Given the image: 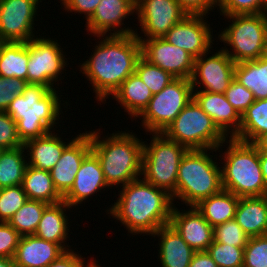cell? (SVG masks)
I'll list each match as a JSON object with an SVG mask.
<instances>
[{"instance_id":"obj_1","label":"cell","mask_w":267,"mask_h":267,"mask_svg":"<svg viewBox=\"0 0 267 267\" xmlns=\"http://www.w3.org/2000/svg\"><path fill=\"white\" fill-rule=\"evenodd\" d=\"M97 37L101 39L100 42L93 48L90 57L78 67L90 81L95 98L101 104L135 73L137 61L141 57V43L135 34Z\"/></svg>"},{"instance_id":"obj_2","label":"cell","mask_w":267,"mask_h":267,"mask_svg":"<svg viewBox=\"0 0 267 267\" xmlns=\"http://www.w3.org/2000/svg\"><path fill=\"white\" fill-rule=\"evenodd\" d=\"M120 190L116 202L106 208V213L119 220L129 234L151 236L161 226L170 223L174 203L165 190L141 177L122 186Z\"/></svg>"},{"instance_id":"obj_3","label":"cell","mask_w":267,"mask_h":267,"mask_svg":"<svg viewBox=\"0 0 267 267\" xmlns=\"http://www.w3.org/2000/svg\"><path fill=\"white\" fill-rule=\"evenodd\" d=\"M90 134L91 150L98 157L105 180L109 187L125 186L141 177L143 144L137 135L128 130L115 131L100 137L99 130ZM118 185V186H117Z\"/></svg>"},{"instance_id":"obj_4","label":"cell","mask_w":267,"mask_h":267,"mask_svg":"<svg viewBox=\"0 0 267 267\" xmlns=\"http://www.w3.org/2000/svg\"><path fill=\"white\" fill-rule=\"evenodd\" d=\"M56 89L28 84L23 94L15 96L9 104L5 112L16 121L18 136L23 144L58 127L56 124H59V116L63 113L61 106L66 104L65 108H68L70 104L67 100H60V93Z\"/></svg>"},{"instance_id":"obj_5","label":"cell","mask_w":267,"mask_h":267,"mask_svg":"<svg viewBox=\"0 0 267 267\" xmlns=\"http://www.w3.org/2000/svg\"><path fill=\"white\" fill-rule=\"evenodd\" d=\"M227 143V144H226ZM227 149L222 151L223 145ZM222 147V148H221ZM221 149V151H220ZM217 150L223 162L221 166L222 187L238 197L267 195L263 180L259 151L253 143H247L229 137Z\"/></svg>"},{"instance_id":"obj_6","label":"cell","mask_w":267,"mask_h":267,"mask_svg":"<svg viewBox=\"0 0 267 267\" xmlns=\"http://www.w3.org/2000/svg\"><path fill=\"white\" fill-rule=\"evenodd\" d=\"M213 151L216 153L217 149L187 150L180 161L176 199L187 207L195 206L223 189L220 162L212 159L214 155L210 153L214 154Z\"/></svg>"},{"instance_id":"obj_7","label":"cell","mask_w":267,"mask_h":267,"mask_svg":"<svg viewBox=\"0 0 267 267\" xmlns=\"http://www.w3.org/2000/svg\"><path fill=\"white\" fill-rule=\"evenodd\" d=\"M151 135L149 145L146 141L143 144L142 178L165 190L174 202L179 164L188 149L167 139L162 133Z\"/></svg>"},{"instance_id":"obj_8","label":"cell","mask_w":267,"mask_h":267,"mask_svg":"<svg viewBox=\"0 0 267 267\" xmlns=\"http://www.w3.org/2000/svg\"><path fill=\"white\" fill-rule=\"evenodd\" d=\"M230 19L226 28L218 33V39L225 44L223 50L235 62L256 60L264 55L267 39V16L244 14L224 16ZM226 46H231L226 48ZM232 51H230V50Z\"/></svg>"},{"instance_id":"obj_9","label":"cell","mask_w":267,"mask_h":267,"mask_svg":"<svg viewBox=\"0 0 267 267\" xmlns=\"http://www.w3.org/2000/svg\"><path fill=\"white\" fill-rule=\"evenodd\" d=\"M162 134L188 150L217 149L228 138L194 99L185 106Z\"/></svg>"},{"instance_id":"obj_10","label":"cell","mask_w":267,"mask_h":267,"mask_svg":"<svg viewBox=\"0 0 267 267\" xmlns=\"http://www.w3.org/2000/svg\"><path fill=\"white\" fill-rule=\"evenodd\" d=\"M193 99L190 79L175 78L162 91L153 95L137 117L147 134L162 133ZM143 117V118H142Z\"/></svg>"},{"instance_id":"obj_11","label":"cell","mask_w":267,"mask_h":267,"mask_svg":"<svg viewBox=\"0 0 267 267\" xmlns=\"http://www.w3.org/2000/svg\"><path fill=\"white\" fill-rule=\"evenodd\" d=\"M40 37L28 41L27 83L43 85L51 90L55 89V85H58L60 80L62 83L61 78L63 76L61 77V75L64 74L65 67L69 62L65 58L67 55H65L66 53L62 50L58 40Z\"/></svg>"},{"instance_id":"obj_12","label":"cell","mask_w":267,"mask_h":267,"mask_svg":"<svg viewBox=\"0 0 267 267\" xmlns=\"http://www.w3.org/2000/svg\"><path fill=\"white\" fill-rule=\"evenodd\" d=\"M218 50L214 54L212 52V56L207 57L209 53L211 54L209 51L195 59L193 73L190 78L193 91L224 94L235 78L236 63L223 48Z\"/></svg>"},{"instance_id":"obj_13","label":"cell","mask_w":267,"mask_h":267,"mask_svg":"<svg viewBox=\"0 0 267 267\" xmlns=\"http://www.w3.org/2000/svg\"><path fill=\"white\" fill-rule=\"evenodd\" d=\"M42 0H0V38L3 42H28L35 37L34 21Z\"/></svg>"},{"instance_id":"obj_14","label":"cell","mask_w":267,"mask_h":267,"mask_svg":"<svg viewBox=\"0 0 267 267\" xmlns=\"http://www.w3.org/2000/svg\"><path fill=\"white\" fill-rule=\"evenodd\" d=\"M136 14L143 38L136 31L138 39L162 38L175 24L188 15L177 0H142L136 5Z\"/></svg>"},{"instance_id":"obj_15","label":"cell","mask_w":267,"mask_h":267,"mask_svg":"<svg viewBox=\"0 0 267 267\" xmlns=\"http://www.w3.org/2000/svg\"><path fill=\"white\" fill-rule=\"evenodd\" d=\"M205 17V15H186L162 38L196 59L211 51L213 47V29L208 21L204 20Z\"/></svg>"},{"instance_id":"obj_16","label":"cell","mask_w":267,"mask_h":267,"mask_svg":"<svg viewBox=\"0 0 267 267\" xmlns=\"http://www.w3.org/2000/svg\"><path fill=\"white\" fill-rule=\"evenodd\" d=\"M138 40L141 43V56L151 64L167 71L174 78H191L195 64L192 55L163 38Z\"/></svg>"},{"instance_id":"obj_17","label":"cell","mask_w":267,"mask_h":267,"mask_svg":"<svg viewBox=\"0 0 267 267\" xmlns=\"http://www.w3.org/2000/svg\"><path fill=\"white\" fill-rule=\"evenodd\" d=\"M136 14V6L130 0H101L92 17L86 22L87 34L128 35L135 34L137 28H126L124 19ZM122 28H121V27ZM119 28V29H118ZM108 32V33H107Z\"/></svg>"},{"instance_id":"obj_18","label":"cell","mask_w":267,"mask_h":267,"mask_svg":"<svg viewBox=\"0 0 267 267\" xmlns=\"http://www.w3.org/2000/svg\"><path fill=\"white\" fill-rule=\"evenodd\" d=\"M91 151L90 134L85 131L64 149L60 159L50 170L58 193L64 197L74 184L76 174L84 157Z\"/></svg>"},{"instance_id":"obj_19","label":"cell","mask_w":267,"mask_h":267,"mask_svg":"<svg viewBox=\"0 0 267 267\" xmlns=\"http://www.w3.org/2000/svg\"><path fill=\"white\" fill-rule=\"evenodd\" d=\"M170 224L195 251H207L214 240L213 227L195 206L186 211L173 205Z\"/></svg>"},{"instance_id":"obj_20","label":"cell","mask_w":267,"mask_h":267,"mask_svg":"<svg viewBox=\"0 0 267 267\" xmlns=\"http://www.w3.org/2000/svg\"><path fill=\"white\" fill-rule=\"evenodd\" d=\"M104 188H110L105 180L100 161L91 150L83 159L76 174L74 184L63 197L71 208L79 207L89 198Z\"/></svg>"},{"instance_id":"obj_21","label":"cell","mask_w":267,"mask_h":267,"mask_svg":"<svg viewBox=\"0 0 267 267\" xmlns=\"http://www.w3.org/2000/svg\"><path fill=\"white\" fill-rule=\"evenodd\" d=\"M193 99L228 138H234L238 134L241 116L228 102L225 94L193 91Z\"/></svg>"},{"instance_id":"obj_22","label":"cell","mask_w":267,"mask_h":267,"mask_svg":"<svg viewBox=\"0 0 267 267\" xmlns=\"http://www.w3.org/2000/svg\"><path fill=\"white\" fill-rule=\"evenodd\" d=\"M64 252L56 243L36 235H24L20 237L13 259L16 267H47Z\"/></svg>"},{"instance_id":"obj_23","label":"cell","mask_w":267,"mask_h":267,"mask_svg":"<svg viewBox=\"0 0 267 267\" xmlns=\"http://www.w3.org/2000/svg\"><path fill=\"white\" fill-rule=\"evenodd\" d=\"M53 132L55 131L23 144L26 153L28 152L27 164L29 166L50 171L60 159L64 149L77 137L67 139L66 142L62 140V135Z\"/></svg>"},{"instance_id":"obj_24","label":"cell","mask_w":267,"mask_h":267,"mask_svg":"<svg viewBox=\"0 0 267 267\" xmlns=\"http://www.w3.org/2000/svg\"><path fill=\"white\" fill-rule=\"evenodd\" d=\"M158 237V259L162 267H189L195 253L169 223L161 226L151 237Z\"/></svg>"},{"instance_id":"obj_25","label":"cell","mask_w":267,"mask_h":267,"mask_svg":"<svg viewBox=\"0 0 267 267\" xmlns=\"http://www.w3.org/2000/svg\"><path fill=\"white\" fill-rule=\"evenodd\" d=\"M70 209L71 207L65 201L49 204L42 214L34 235L58 244L64 251L71 250V246L69 248L67 245L70 226L68 225L69 217L66 216V212Z\"/></svg>"},{"instance_id":"obj_26","label":"cell","mask_w":267,"mask_h":267,"mask_svg":"<svg viewBox=\"0 0 267 267\" xmlns=\"http://www.w3.org/2000/svg\"><path fill=\"white\" fill-rule=\"evenodd\" d=\"M234 219L249 238L267 235V195L239 197Z\"/></svg>"},{"instance_id":"obj_27","label":"cell","mask_w":267,"mask_h":267,"mask_svg":"<svg viewBox=\"0 0 267 267\" xmlns=\"http://www.w3.org/2000/svg\"><path fill=\"white\" fill-rule=\"evenodd\" d=\"M152 97L151 90L136 73L131 74L112 96L124 108V112L130 115V119L134 117L135 121Z\"/></svg>"},{"instance_id":"obj_28","label":"cell","mask_w":267,"mask_h":267,"mask_svg":"<svg viewBox=\"0 0 267 267\" xmlns=\"http://www.w3.org/2000/svg\"><path fill=\"white\" fill-rule=\"evenodd\" d=\"M238 201V196L222 189L219 193L201 200L195 207L214 228L235 218Z\"/></svg>"},{"instance_id":"obj_29","label":"cell","mask_w":267,"mask_h":267,"mask_svg":"<svg viewBox=\"0 0 267 267\" xmlns=\"http://www.w3.org/2000/svg\"><path fill=\"white\" fill-rule=\"evenodd\" d=\"M22 187L28 199L43 201L47 204L63 201V197L54 186L50 171L27 165Z\"/></svg>"},{"instance_id":"obj_30","label":"cell","mask_w":267,"mask_h":267,"mask_svg":"<svg viewBox=\"0 0 267 267\" xmlns=\"http://www.w3.org/2000/svg\"><path fill=\"white\" fill-rule=\"evenodd\" d=\"M28 42H3L0 47V76L27 81Z\"/></svg>"},{"instance_id":"obj_31","label":"cell","mask_w":267,"mask_h":267,"mask_svg":"<svg viewBox=\"0 0 267 267\" xmlns=\"http://www.w3.org/2000/svg\"><path fill=\"white\" fill-rule=\"evenodd\" d=\"M235 79L253 93L255 100L267 99V59L264 56L236 63Z\"/></svg>"},{"instance_id":"obj_32","label":"cell","mask_w":267,"mask_h":267,"mask_svg":"<svg viewBox=\"0 0 267 267\" xmlns=\"http://www.w3.org/2000/svg\"><path fill=\"white\" fill-rule=\"evenodd\" d=\"M267 133V99H258L241 116V125L237 140L254 143Z\"/></svg>"},{"instance_id":"obj_33","label":"cell","mask_w":267,"mask_h":267,"mask_svg":"<svg viewBox=\"0 0 267 267\" xmlns=\"http://www.w3.org/2000/svg\"><path fill=\"white\" fill-rule=\"evenodd\" d=\"M25 155L24 146L3 150L0 153V189L22 185L28 165Z\"/></svg>"},{"instance_id":"obj_34","label":"cell","mask_w":267,"mask_h":267,"mask_svg":"<svg viewBox=\"0 0 267 267\" xmlns=\"http://www.w3.org/2000/svg\"><path fill=\"white\" fill-rule=\"evenodd\" d=\"M49 204L28 199L25 204L16 211L8 223L21 235H34L41 220L45 208Z\"/></svg>"},{"instance_id":"obj_35","label":"cell","mask_w":267,"mask_h":267,"mask_svg":"<svg viewBox=\"0 0 267 267\" xmlns=\"http://www.w3.org/2000/svg\"><path fill=\"white\" fill-rule=\"evenodd\" d=\"M135 73L151 90L153 95L162 91L170 82L175 79L167 71H164L160 67L151 64L142 56L137 61Z\"/></svg>"},{"instance_id":"obj_36","label":"cell","mask_w":267,"mask_h":267,"mask_svg":"<svg viewBox=\"0 0 267 267\" xmlns=\"http://www.w3.org/2000/svg\"><path fill=\"white\" fill-rule=\"evenodd\" d=\"M207 252L218 267H243L244 247L212 242Z\"/></svg>"},{"instance_id":"obj_37","label":"cell","mask_w":267,"mask_h":267,"mask_svg":"<svg viewBox=\"0 0 267 267\" xmlns=\"http://www.w3.org/2000/svg\"><path fill=\"white\" fill-rule=\"evenodd\" d=\"M27 200L22 185L0 189V222H8Z\"/></svg>"},{"instance_id":"obj_38","label":"cell","mask_w":267,"mask_h":267,"mask_svg":"<svg viewBox=\"0 0 267 267\" xmlns=\"http://www.w3.org/2000/svg\"><path fill=\"white\" fill-rule=\"evenodd\" d=\"M213 236L214 241L236 247H245L249 238L235 219L215 226Z\"/></svg>"},{"instance_id":"obj_39","label":"cell","mask_w":267,"mask_h":267,"mask_svg":"<svg viewBox=\"0 0 267 267\" xmlns=\"http://www.w3.org/2000/svg\"><path fill=\"white\" fill-rule=\"evenodd\" d=\"M267 266V235L248 238L244 247L243 267Z\"/></svg>"},{"instance_id":"obj_40","label":"cell","mask_w":267,"mask_h":267,"mask_svg":"<svg viewBox=\"0 0 267 267\" xmlns=\"http://www.w3.org/2000/svg\"><path fill=\"white\" fill-rule=\"evenodd\" d=\"M224 94L228 102L234 107L240 116H242L255 102L253 93L239 83L235 78L232 80Z\"/></svg>"},{"instance_id":"obj_41","label":"cell","mask_w":267,"mask_h":267,"mask_svg":"<svg viewBox=\"0 0 267 267\" xmlns=\"http://www.w3.org/2000/svg\"><path fill=\"white\" fill-rule=\"evenodd\" d=\"M265 0H224L217 8L222 16L261 14L263 13Z\"/></svg>"},{"instance_id":"obj_42","label":"cell","mask_w":267,"mask_h":267,"mask_svg":"<svg viewBox=\"0 0 267 267\" xmlns=\"http://www.w3.org/2000/svg\"><path fill=\"white\" fill-rule=\"evenodd\" d=\"M23 146L18 132L17 123L6 112L0 111V148L15 149Z\"/></svg>"},{"instance_id":"obj_43","label":"cell","mask_w":267,"mask_h":267,"mask_svg":"<svg viewBox=\"0 0 267 267\" xmlns=\"http://www.w3.org/2000/svg\"><path fill=\"white\" fill-rule=\"evenodd\" d=\"M27 85L23 79L0 76V111L5 112L15 96L23 94Z\"/></svg>"},{"instance_id":"obj_44","label":"cell","mask_w":267,"mask_h":267,"mask_svg":"<svg viewBox=\"0 0 267 267\" xmlns=\"http://www.w3.org/2000/svg\"><path fill=\"white\" fill-rule=\"evenodd\" d=\"M20 237L8 222H0V257L14 258Z\"/></svg>"},{"instance_id":"obj_45","label":"cell","mask_w":267,"mask_h":267,"mask_svg":"<svg viewBox=\"0 0 267 267\" xmlns=\"http://www.w3.org/2000/svg\"><path fill=\"white\" fill-rule=\"evenodd\" d=\"M101 0H60L67 12L80 13L86 17V22L92 17Z\"/></svg>"},{"instance_id":"obj_46","label":"cell","mask_w":267,"mask_h":267,"mask_svg":"<svg viewBox=\"0 0 267 267\" xmlns=\"http://www.w3.org/2000/svg\"><path fill=\"white\" fill-rule=\"evenodd\" d=\"M75 252L73 249L65 251L56 260L50 263L47 267H92L96 262L94 259L85 264V258ZM82 256V257H81ZM94 260V261H93Z\"/></svg>"},{"instance_id":"obj_47","label":"cell","mask_w":267,"mask_h":267,"mask_svg":"<svg viewBox=\"0 0 267 267\" xmlns=\"http://www.w3.org/2000/svg\"><path fill=\"white\" fill-rule=\"evenodd\" d=\"M188 15H209L214 8L206 0H177Z\"/></svg>"},{"instance_id":"obj_48","label":"cell","mask_w":267,"mask_h":267,"mask_svg":"<svg viewBox=\"0 0 267 267\" xmlns=\"http://www.w3.org/2000/svg\"><path fill=\"white\" fill-rule=\"evenodd\" d=\"M189 267H218L207 251H195Z\"/></svg>"},{"instance_id":"obj_49","label":"cell","mask_w":267,"mask_h":267,"mask_svg":"<svg viewBox=\"0 0 267 267\" xmlns=\"http://www.w3.org/2000/svg\"><path fill=\"white\" fill-rule=\"evenodd\" d=\"M259 158H260V165H261L263 180L267 187V153L259 152Z\"/></svg>"},{"instance_id":"obj_50","label":"cell","mask_w":267,"mask_h":267,"mask_svg":"<svg viewBox=\"0 0 267 267\" xmlns=\"http://www.w3.org/2000/svg\"><path fill=\"white\" fill-rule=\"evenodd\" d=\"M253 144L259 152L267 153V133L261 135Z\"/></svg>"},{"instance_id":"obj_51","label":"cell","mask_w":267,"mask_h":267,"mask_svg":"<svg viewBox=\"0 0 267 267\" xmlns=\"http://www.w3.org/2000/svg\"><path fill=\"white\" fill-rule=\"evenodd\" d=\"M0 267H16L13 258L0 257Z\"/></svg>"},{"instance_id":"obj_52","label":"cell","mask_w":267,"mask_h":267,"mask_svg":"<svg viewBox=\"0 0 267 267\" xmlns=\"http://www.w3.org/2000/svg\"><path fill=\"white\" fill-rule=\"evenodd\" d=\"M215 10L216 7H220L224 0H206Z\"/></svg>"},{"instance_id":"obj_53","label":"cell","mask_w":267,"mask_h":267,"mask_svg":"<svg viewBox=\"0 0 267 267\" xmlns=\"http://www.w3.org/2000/svg\"><path fill=\"white\" fill-rule=\"evenodd\" d=\"M263 13L267 16V0L264 2Z\"/></svg>"},{"instance_id":"obj_54","label":"cell","mask_w":267,"mask_h":267,"mask_svg":"<svg viewBox=\"0 0 267 267\" xmlns=\"http://www.w3.org/2000/svg\"><path fill=\"white\" fill-rule=\"evenodd\" d=\"M263 56L267 59V39H266V43H265V49H264V55Z\"/></svg>"},{"instance_id":"obj_55","label":"cell","mask_w":267,"mask_h":267,"mask_svg":"<svg viewBox=\"0 0 267 267\" xmlns=\"http://www.w3.org/2000/svg\"><path fill=\"white\" fill-rule=\"evenodd\" d=\"M135 6L138 5L142 0H130Z\"/></svg>"},{"instance_id":"obj_56","label":"cell","mask_w":267,"mask_h":267,"mask_svg":"<svg viewBox=\"0 0 267 267\" xmlns=\"http://www.w3.org/2000/svg\"><path fill=\"white\" fill-rule=\"evenodd\" d=\"M98 262H96L92 267H100L99 264H97Z\"/></svg>"},{"instance_id":"obj_57","label":"cell","mask_w":267,"mask_h":267,"mask_svg":"<svg viewBox=\"0 0 267 267\" xmlns=\"http://www.w3.org/2000/svg\"><path fill=\"white\" fill-rule=\"evenodd\" d=\"M2 44H3V41H2L1 38H0V47H1Z\"/></svg>"}]
</instances>
